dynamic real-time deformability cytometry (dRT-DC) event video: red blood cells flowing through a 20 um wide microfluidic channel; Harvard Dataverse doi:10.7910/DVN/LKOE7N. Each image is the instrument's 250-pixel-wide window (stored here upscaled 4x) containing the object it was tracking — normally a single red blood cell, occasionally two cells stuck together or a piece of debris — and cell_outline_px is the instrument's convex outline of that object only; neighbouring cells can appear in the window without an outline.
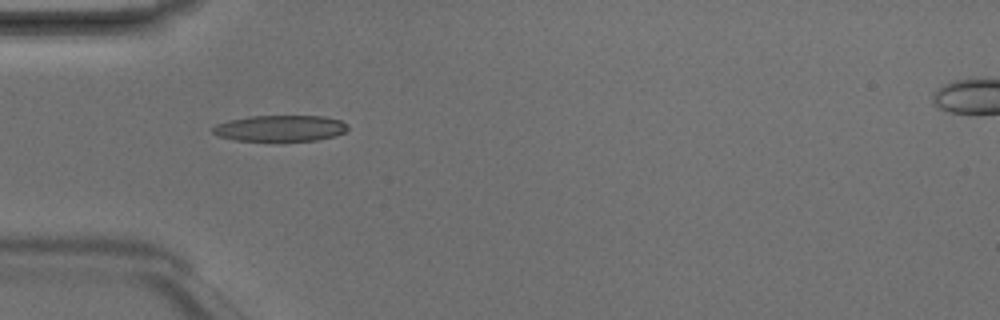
{"species": "Egyptian fruit bat (a non-hibernating species)", "species_latin": "Rousettus aegyptiacus", "temperature_condition": "room temperature", "stored_images_in_passage": 6, "camera_frame_rate_fps": 3000, "um_per_image_px": 0.085, "animal": {"sex": "male"}, "frame": {"image": 1, "passage_image": 5, "time_ms": 1.333, "image_size_px": [1000, 320], "cell_outline_px": [[348, 128], [344, 132], [332, 136], [316, 140], [236, 140], [216, 136], [212, 132], [212, 128], [216, 124], [228, 120], [248, 116], [324, 116], [340, 120], [348, 124]], "centroid_in_image_um": [23.78, 10.89], "position_along_channel_um": 61.2, "area_um2": 20.4}}